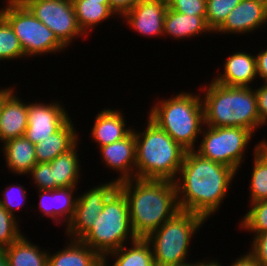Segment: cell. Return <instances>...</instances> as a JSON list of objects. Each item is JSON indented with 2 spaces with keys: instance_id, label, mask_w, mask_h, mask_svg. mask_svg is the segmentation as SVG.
I'll return each mask as SVG.
<instances>
[{
  "instance_id": "cell-1",
  "label": "cell",
  "mask_w": 267,
  "mask_h": 266,
  "mask_svg": "<svg viewBox=\"0 0 267 266\" xmlns=\"http://www.w3.org/2000/svg\"><path fill=\"white\" fill-rule=\"evenodd\" d=\"M236 173L231 167L204 158L195 150L186 151L174 181L180 210L209 219L219 211Z\"/></svg>"
},
{
  "instance_id": "cell-2",
  "label": "cell",
  "mask_w": 267,
  "mask_h": 266,
  "mask_svg": "<svg viewBox=\"0 0 267 266\" xmlns=\"http://www.w3.org/2000/svg\"><path fill=\"white\" fill-rule=\"evenodd\" d=\"M118 188L127 198L137 238H146L181 211L174 181L133 178L118 183Z\"/></svg>"
},
{
  "instance_id": "cell-3",
  "label": "cell",
  "mask_w": 267,
  "mask_h": 266,
  "mask_svg": "<svg viewBox=\"0 0 267 266\" xmlns=\"http://www.w3.org/2000/svg\"><path fill=\"white\" fill-rule=\"evenodd\" d=\"M208 84L202 91L205 94L202 103L206 126L242 127L253 133L263 126L253 87L225 86L214 80Z\"/></svg>"
},
{
  "instance_id": "cell-4",
  "label": "cell",
  "mask_w": 267,
  "mask_h": 266,
  "mask_svg": "<svg viewBox=\"0 0 267 266\" xmlns=\"http://www.w3.org/2000/svg\"><path fill=\"white\" fill-rule=\"evenodd\" d=\"M143 132L134 129L136 139L135 178L175 181L186 150L147 117Z\"/></svg>"
},
{
  "instance_id": "cell-5",
  "label": "cell",
  "mask_w": 267,
  "mask_h": 266,
  "mask_svg": "<svg viewBox=\"0 0 267 266\" xmlns=\"http://www.w3.org/2000/svg\"><path fill=\"white\" fill-rule=\"evenodd\" d=\"M200 96L181 91L174 97L161 99L156 104L154 102L149 110L148 117L186 151L196 150L195 143L205 127Z\"/></svg>"
},
{
  "instance_id": "cell-6",
  "label": "cell",
  "mask_w": 267,
  "mask_h": 266,
  "mask_svg": "<svg viewBox=\"0 0 267 266\" xmlns=\"http://www.w3.org/2000/svg\"><path fill=\"white\" fill-rule=\"evenodd\" d=\"M136 239L130 222L127 198L118 188L105 201L103 211L79 241L101 257H105L108 253L127 245V241L132 242Z\"/></svg>"
},
{
  "instance_id": "cell-7",
  "label": "cell",
  "mask_w": 267,
  "mask_h": 266,
  "mask_svg": "<svg viewBox=\"0 0 267 266\" xmlns=\"http://www.w3.org/2000/svg\"><path fill=\"white\" fill-rule=\"evenodd\" d=\"M205 219L188 211H179L145 239L149 242L155 266H170L188 257L191 238L203 226Z\"/></svg>"
},
{
  "instance_id": "cell-8",
  "label": "cell",
  "mask_w": 267,
  "mask_h": 266,
  "mask_svg": "<svg viewBox=\"0 0 267 266\" xmlns=\"http://www.w3.org/2000/svg\"><path fill=\"white\" fill-rule=\"evenodd\" d=\"M0 14L7 20L17 36L25 57L54 54L67 46L55 32L38 20L19 0H8Z\"/></svg>"
},
{
  "instance_id": "cell-9",
  "label": "cell",
  "mask_w": 267,
  "mask_h": 266,
  "mask_svg": "<svg viewBox=\"0 0 267 266\" xmlns=\"http://www.w3.org/2000/svg\"><path fill=\"white\" fill-rule=\"evenodd\" d=\"M200 145L195 150L202 157L239 170L245 150L255 134L242 127H210L202 129Z\"/></svg>"
},
{
  "instance_id": "cell-10",
  "label": "cell",
  "mask_w": 267,
  "mask_h": 266,
  "mask_svg": "<svg viewBox=\"0 0 267 266\" xmlns=\"http://www.w3.org/2000/svg\"><path fill=\"white\" fill-rule=\"evenodd\" d=\"M68 47L85 34L79 28L72 0H19Z\"/></svg>"
},
{
  "instance_id": "cell-11",
  "label": "cell",
  "mask_w": 267,
  "mask_h": 266,
  "mask_svg": "<svg viewBox=\"0 0 267 266\" xmlns=\"http://www.w3.org/2000/svg\"><path fill=\"white\" fill-rule=\"evenodd\" d=\"M118 189L113 179L104 184L92 187L85 193L77 195L76 208L71 221L65 226L69 239L79 240L93 225L103 211L105 201ZM72 237V238H71Z\"/></svg>"
},
{
  "instance_id": "cell-12",
  "label": "cell",
  "mask_w": 267,
  "mask_h": 266,
  "mask_svg": "<svg viewBox=\"0 0 267 266\" xmlns=\"http://www.w3.org/2000/svg\"><path fill=\"white\" fill-rule=\"evenodd\" d=\"M70 119L61 103H28V124L25 137L34 145L57 132Z\"/></svg>"
},
{
  "instance_id": "cell-13",
  "label": "cell",
  "mask_w": 267,
  "mask_h": 266,
  "mask_svg": "<svg viewBox=\"0 0 267 266\" xmlns=\"http://www.w3.org/2000/svg\"><path fill=\"white\" fill-rule=\"evenodd\" d=\"M167 0H139L122 18L126 25L143 36H163Z\"/></svg>"
},
{
  "instance_id": "cell-14",
  "label": "cell",
  "mask_w": 267,
  "mask_h": 266,
  "mask_svg": "<svg viewBox=\"0 0 267 266\" xmlns=\"http://www.w3.org/2000/svg\"><path fill=\"white\" fill-rule=\"evenodd\" d=\"M267 22V0H241L214 32L245 34L257 30Z\"/></svg>"
},
{
  "instance_id": "cell-15",
  "label": "cell",
  "mask_w": 267,
  "mask_h": 266,
  "mask_svg": "<svg viewBox=\"0 0 267 266\" xmlns=\"http://www.w3.org/2000/svg\"><path fill=\"white\" fill-rule=\"evenodd\" d=\"M102 162L109 169L119 172L117 183L135 178L136 139L133 130L122 140L99 147Z\"/></svg>"
},
{
  "instance_id": "cell-16",
  "label": "cell",
  "mask_w": 267,
  "mask_h": 266,
  "mask_svg": "<svg viewBox=\"0 0 267 266\" xmlns=\"http://www.w3.org/2000/svg\"><path fill=\"white\" fill-rule=\"evenodd\" d=\"M14 90V87L2 88V144L7 140L24 136L28 124V102H22L19 96L14 95Z\"/></svg>"
},
{
  "instance_id": "cell-17",
  "label": "cell",
  "mask_w": 267,
  "mask_h": 266,
  "mask_svg": "<svg viewBox=\"0 0 267 266\" xmlns=\"http://www.w3.org/2000/svg\"><path fill=\"white\" fill-rule=\"evenodd\" d=\"M77 188L66 187L53 190H38V197L40 198L38 208L40 213L42 211V216L51 218L55 223L65 222L67 225L71 221L76 208L78 197L74 196V192Z\"/></svg>"
},
{
  "instance_id": "cell-18",
  "label": "cell",
  "mask_w": 267,
  "mask_h": 266,
  "mask_svg": "<svg viewBox=\"0 0 267 266\" xmlns=\"http://www.w3.org/2000/svg\"><path fill=\"white\" fill-rule=\"evenodd\" d=\"M223 66L224 72L217 74L213 79L218 84L250 87L254 79L258 77L256 56L243 50L229 55Z\"/></svg>"
},
{
  "instance_id": "cell-19",
  "label": "cell",
  "mask_w": 267,
  "mask_h": 266,
  "mask_svg": "<svg viewBox=\"0 0 267 266\" xmlns=\"http://www.w3.org/2000/svg\"><path fill=\"white\" fill-rule=\"evenodd\" d=\"M123 115L121 111L109 108L97 113L90 134L99 147L122 140L133 130L132 127H126Z\"/></svg>"
},
{
  "instance_id": "cell-20",
  "label": "cell",
  "mask_w": 267,
  "mask_h": 266,
  "mask_svg": "<svg viewBox=\"0 0 267 266\" xmlns=\"http://www.w3.org/2000/svg\"><path fill=\"white\" fill-rule=\"evenodd\" d=\"M71 118L55 133L35 145L37 163L50 162L70 150L79 138Z\"/></svg>"
},
{
  "instance_id": "cell-21",
  "label": "cell",
  "mask_w": 267,
  "mask_h": 266,
  "mask_svg": "<svg viewBox=\"0 0 267 266\" xmlns=\"http://www.w3.org/2000/svg\"><path fill=\"white\" fill-rule=\"evenodd\" d=\"M2 145L8 171L16 175H28L37 163L35 145L25 136L7 140Z\"/></svg>"
},
{
  "instance_id": "cell-22",
  "label": "cell",
  "mask_w": 267,
  "mask_h": 266,
  "mask_svg": "<svg viewBox=\"0 0 267 266\" xmlns=\"http://www.w3.org/2000/svg\"><path fill=\"white\" fill-rule=\"evenodd\" d=\"M213 33L206 22L205 16L187 15L167 9L164 19V35L173 39H185Z\"/></svg>"
},
{
  "instance_id": "cell-23",
  "label": "cell",
  "mask_w": 267,
  "mask_h": 266,
  "mask_svg": "<svg viewBox=\"0 0 267 266\" xmlns=\"http://www.w3.org/2000/svg\"><path fill=\"white\" fill-rule=\"evenodd\" d=\"M65 248L48 252V266H94L102 257L79 240H68Z\"/></svg>"
},
{
  "instance_id": "cell-24",
  "label": "cell",
  "mask_w": 267,
  "mask_h": 266,
  "mask_svg": "<svg viewBox=\"0 0 267 266\" xmlns=\"http://www.w3.org/2000/svg\"><path fill=\"white\" fill-rule=\"evenodd\" d=\"M78 142L67 152L58 155L50 161L52 175L58 188L78 187L80 181V165ZM79 180V181H78Z\"/></svg>"
},
{
  "instance_id": "cell-25",
  "label": "cell",
  "mask_w": 267,
  "mask_h": 266,
  "mask_svg": "<svg viewBox=\"0 0 267 266\" xmlns=\"http://www.w3.org/2000/svg\"><path fill=\"white\" fill-rule=\"evenodd\" d=\"M23 235L5 248L10 266H48V251L41 250Z\"/></svg>"
},
{
  "instance_id": "cell-26",
  "label": "cell",
  "mask_w": 267,
  "mask_h": 266,
  "mask_svg": "<svg viewBox=\"0 0 267 266\" xmlns=\"http://www.w3.org/2000/svg\"><path fill=\"white\" fill-rule=\"evenodd\" d=\"M127 249L125 245L108 253L105 258L113 257L112 266H155L152 248L145 238H137ZM108 266H110L108 264Z\"/></svg>"
},
{
  "instance_id": "cell-27",
  "label": "cell",
  "mask_w": 267,
  "mask_h": 266,
  "mask_svg": "<svg viewBox=\"0 0 267 266\" xmlns=\"http://www.w3.org/2000/svg\"><path fill=\"white\" fill-rule=\"evenodd\" d=\"M72 4L75 10L76 20L79 28L85 34V36L94 27L106 21L110 16L116 15L110 8V4H100V2H94L89 0H72Z\"/></svg>"
},
{
  "instance_id": "cell-28",
  "label": "cell",
  "mask_w": 267,
  "mask_h": 266,
  "mask_svg": "<svg viewBox=\"0 0 267 266\" xmlns=\"http://www.w3.org/2000/svg\"><path fill=\"white\" fill-rule=\"evenodd\" d=\"M254 161L250 180V203L267 199V141L264 139L253 149Z\"/></svg>"
},
{
  "instance_id": "cell-29",
  "label": "cell",
  "mask_w": 267,
  "mask_h": 266,
  "mask_svg": "<svg viewBox=\"0 0 267 266\" xmlns=\"http://www.w3.org/2000/svg\"><path fill=\"white\" fill-rule=\"evenodd\" d=\"M21 44L7 20L0 14V61L23 59Z\"/></svg>"
},
{
  "instance_id": "cell-30",
  "label": "cell",
  "mask_w": 267,
  "mask_h": 266,
  "mask_svg": "<svg viewBox=\"0 0 267 266\" xmlns=\"http://www.w3.org/2000/svg\"><path fill=\"white\" fill-rule=\"evenodd\" d=\"M251 207L241 219L240 228L249 233H262L267 231V199L249 204Z\"/></svg>"
},
{
  "instance_id": "cell-31",
  "label": "cell",
  "mask_w": 267,
  "mask_h": 266,
  "mask_svg": "<svg viewBox=\"0 0 267 266\" xmlns=\"http://www.w3.org/2000/svg\"><path fill=\"white\" fill-rule=\"evenodd\" d=\"M240 2L241 0H206V22L213 34Z\"/></svg>"
},
{
  "instance_id": "cell-32",
  "label": "cell",
  "mask_w": 267,
  "mask_h": 266,
  "mask_svg": "<svg viewBox=\"0 0 267 266\" xmlns=\"http://www.w3.org/2000/svg\"><path fill=\"white\" fill-rule=\"evenodd\" d=\"M16 215H12L0 203V249L9 247L24 234L19 229Z\"/></svg>"
},
{
  "instance_id": "cell-33",
  "label": "cell",
  "mask_w": 267,
  "mask_h": 266,
  "mask_svg": "<svg viewBox=\"0 0 267 266\" xmlns=\"http://www.w3.org/2000/svg\"><path fill=\"white\" fill-rule=\"evenodd\" d=\"M2 193L4 194L3 197H0V203L7 210V212L12 215H15V210L21 209L24 203L26 202L27 193L23 185H7V187L5 188V190L2 191ZM14 196L15 198L19 197L20 199H15Z\"/></svg>"
},
{
  "instance_id": "cell-34",
  "label": "cell",
  "mask_w": 267,
  "mask_h": 266,
  "mask_svg": "<svg viewBox=\"0 0 267 266\" xmlns=\"http://www.w3.org/2000/svg\"><path fill=\"white\" fill-rule=\"evenodd\" d=\"M31 175L37 190H53L58 187L55 185L52 175V167L50 163H36L31 171L28 173Z\"/></svg>"
},
{
  "instance_id": "cell-35",
  "label": "cell",
  "mask_w": 267,
  "mask_h": 266,
  "mask_svg": "<svg viewBox=\"0 0 267 266\" xmlns=\"http://www.w3.org/2000/svg\"><path fill=\"white\" fill-rule=\"evenodd\" d=\"M168 8L176 12L206 16V0H167Z\"/></svg>"
},
{
  "instance_id": "cell-36",
  "label": "cell",
  "mask_w": 267,
  "mask_h": 266,
  "mask_svg": "<svg viewBox=\"0 0 267 266\" xmlns=\"http://www.w3.org/2000/svg\"><path fill=\"white\" fill-rule=\"evenodd\" d=\"M251 249L248 251L261 266H267V231L253 236Z\"/></svg>"
},
{
  "instance_id": "cell-37",
  "label": "cell",
  "mask_w": 267,
  "mask_h": 266,
  "mask_svg": "<svg viewBox=\"0 0 267 266\" xmlns=\"http://www.w3.org/2000/svg\"><path fill=\"white\" fill-rule=\"evenodd\" d=\"M255 93L257 97L260 123L265 125L267 123V82L255 89Z\"/></svg>"
},
{
  "instance_id": "cell-38",
  "label": "cell",
  "mask_w": 267,
  "mask_h": 266,
  "mask_svg": "<svg viewBox=\"0 0 267 266\" xmlns=\"http://www.w3.org/2000/svg\"><path fill=\"white\" fill-rule=\"evenodd\" d=\"M138 1L139 0H109V4L117 17H122L126 12L131 10Z\"/></svg>"
},
{
  "instance_id": "cell-39",
  "label": "cell",
  "mask_w": 267,
  "mask_h": 266,
  "mask_svg": "<svg viewBox=\"0 0 267 266\" xmlns=\"http://www.w3.org/2000/svg\"><path fill=\"white\" fill-rule=\"evenodd\" d=\"M257 75L267 82V48L256 55Z\"/></svg>"
},
{
  "instance_id": "cell-40",
  "label": "cell",
  "mask_w": 267,
  "mask_h": 266,
  "mask_svg": "<svg viewBox=\"0 0 267 266\" xmlns=\"http://www.w3.org/2000/svg\"><path fill=\"white\" fill-rule=\"evenodd\" d=\"M230 266H261L258 261L248 252L240 255Z\"/></svg>"
},
{
  "instance_id": "cell-41",
  "label": "cell",
  "mask_w": 267,
  "mask_h": 266,
  "mask_svg": "<svg viewBox=\"0 0 267 266\" xmlns=\"http://www.w3.org/2000/svg\"><path fill=\"white\" fill-rule=\"evenodd\" d=\"M197 266H222L220 262H217V260H208V262L205 260L197 261ZM224 266V265H223Z\"/></svg>"
},
{
  "instance_id": "cell-42",
  "label": "cell",
  "mask_w": 267,
  "mask_h": 266,
  "mask_svg": "<svg viewBox=\"0 0 267 266\" xmlns=\"http://www.w3.org/2000/svg\"><path fill=\"white\" fill-rule=\"evenodd\" d=\"M0 266H10L4 249H0Z\"/></svg>"
},
{
  "instance_id": "cell-43",
  "label": "cell",
  "mask_w": 267,
  "mask_h": 266,
  "mask_svg": "<svg viewBox=\"0 0 267 266\" xmlns=\"http://www.w3.org/2000/svg\"><path fill=\"white\" fill-rule=\"evenodd\" d=\"M170 266H197V261L194 262H189V261H184L175 265H170Z\"/></svg>"
},
{
  "instance_id": "cell-44",
  "label": "cell",
  "mask_w": 267,
  "mask_h": 266,
  "mask_svg": "<svg viewBox=\"0 0 267 266\" xmlns=\"http://www.w3.org/2000/svg\"><path fill=\"white\" fill-rule=\"evenodd\" d=\"M94 266H108V262L105 257H102Z\"/></svg>"
},
{
  "instance_id": "cell-45",
  "label": "cell",
  "mask_w": 267,
  "mask_h": 266,
  "mask_svg": "<svg viewBox=\"0 0 267 266\" xmlns=\"http://www.w3.org/2000/svg\"><path fill=\"white\" fill-rule=\"evenodd\" d=\"M2 110V89H0V115ZM0 143H2V135H1V128H0Z\"/></svg>"
},
{
  "instance_id": "cell-46",
  "label": "cell",
  "mask_w": 267,
  "mask_h": 266,
  "mask_svg": "<svg viewBox=\"0 0 267 266\" xmlns=\"http://www.w3.org/2000/svg\"><path fill=\"white\" fill-rule=\"evenodd\" d=\"M94 2H100V4H109V0H89Z\"/></svg>"
}]
</instances>
